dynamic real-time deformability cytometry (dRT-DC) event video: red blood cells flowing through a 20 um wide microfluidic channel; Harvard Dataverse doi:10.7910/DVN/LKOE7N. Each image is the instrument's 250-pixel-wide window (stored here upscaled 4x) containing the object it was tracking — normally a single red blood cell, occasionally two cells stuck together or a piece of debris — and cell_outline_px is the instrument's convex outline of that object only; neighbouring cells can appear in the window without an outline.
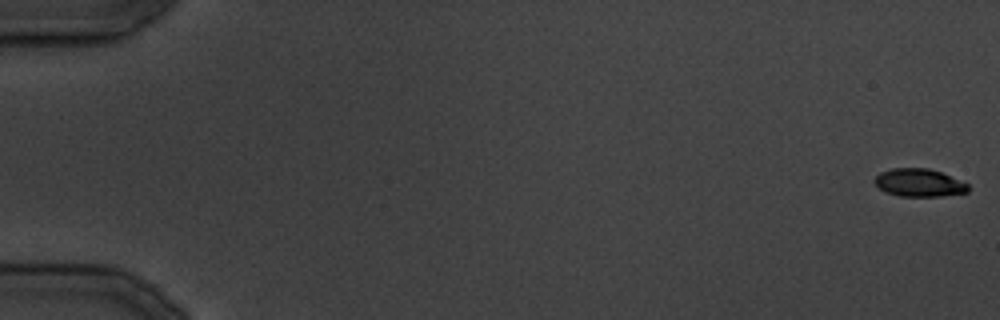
{"species": "common noctule bat (a hibernating species)", "species_latin": "Nyctalus noctula", "temperature_condition": "cold", "stored_images_in_passage": 19, "camera_frame_rate_fps": 3000, "um_per_image_px": 0.085, "animal": {"sex": "male", "body_mass_g": 19.5, "forearm_length_mm": 54.6}, "frame": {"image": 1, "passage_image": 1, "time_ms": 0.0, "image_size_px": [1000, 320], "cell_outline_px": [[968, 192], [940, 196], [900, 196], [884, 192], [872, 180], [880, 172], [892, 168], [928, 168], [940, 172], [968, 184]], "centroid_in_image_um": [78.08, 15.53], "position_along_channel_um": 6.9, "area_um2": 15.09}}
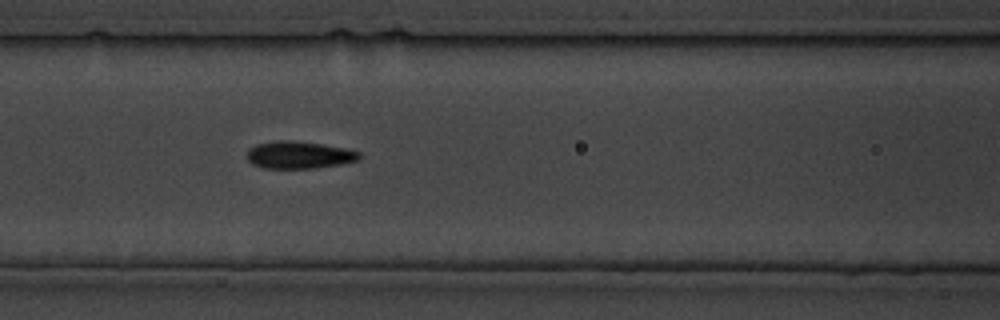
{"frame": {"image": 2, "passage_image": 16, "time_ms": 18.667, "image_size_px": [1000, 320], "cell_outline_px": [[360, 160], [340, 164], [316, 168], [264, 168], [252, 164], [248, 160], [248, 148], [256, 144], [276, 140], [292, 140], [348, 148], [360, 152]], "centroid_in_image_um": [25.43, 13.16], "position_along_channel_um": 141.2, "area_um2": 17.98}}
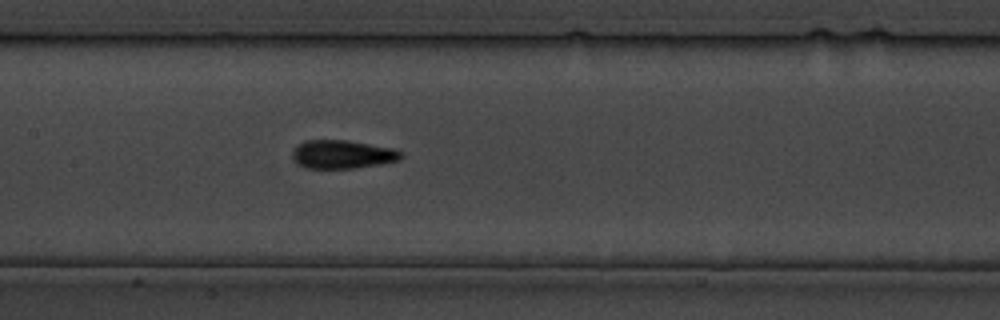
{"frame": {"image": 3, "passage_image": 18, "time_ms": 21.0, "image_size_px": [1000, 320], "cell_outline_px": [[404, 156], [400, 160], [380, 164], [356, 168], [304, 168], [296, 164], [292, 160], [292, 152], [296, 144], [304, 140], [348, 140], [396, 148], [404, 152]], "centroid_in_image_um": [29.11, 13.11], "position_along_channel_um": 178.3, "area_um2": 18.55}}